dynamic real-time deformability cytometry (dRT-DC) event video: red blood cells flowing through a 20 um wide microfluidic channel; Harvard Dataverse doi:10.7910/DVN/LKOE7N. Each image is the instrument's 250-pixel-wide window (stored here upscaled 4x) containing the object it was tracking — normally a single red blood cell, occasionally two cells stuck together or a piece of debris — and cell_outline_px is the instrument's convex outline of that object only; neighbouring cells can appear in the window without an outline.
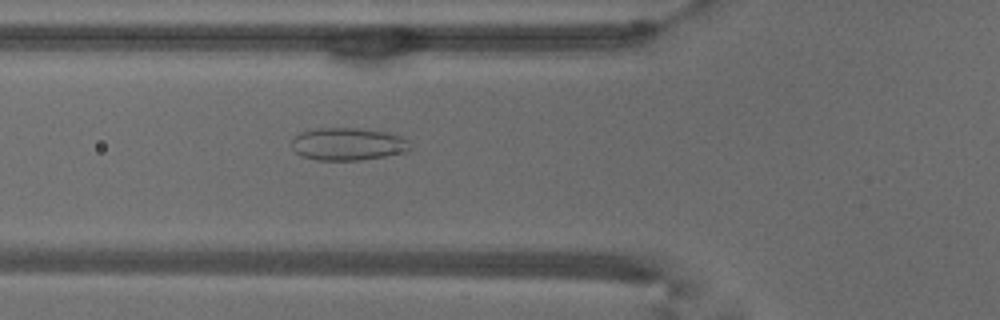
{"species": "common noctule bat (a hibernating species)", "species_latin": "Nyctalus noctula", "temperature_condition": "warm", "stored_images_in_passage": 52, "camera_frame_rate_fps": 3000, "um_per_image_px": 0.085, "animal": {"sex": "male", "body_mass_g": 18.8}, "frame": {"image": 1, "passage_image": 19, "time_ms": 6.0, "image_size_px": [1000, 320], "cell_outline_px": [[412, 148], [408, 152], [360, 160], [316, 160], [300, 156], [292, 148], [292, 140], [300, 132], [316, 128], [360, 128], [388, 132], [400, 136], [408, 140]], "centroid_in_image_um": [29.59, 12.24], "position_along_channel_um": 96.2, "area_um2": 22.72}}
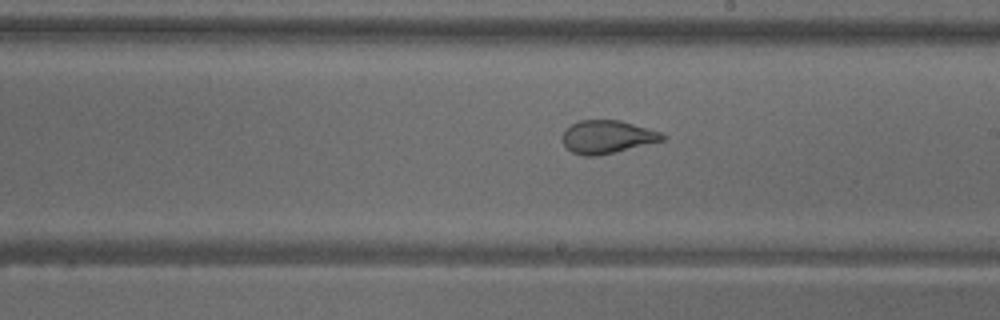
{"frame": {"image": 2, "passage_image": 30, "time_ms": 9.667, "image_size_px": [1000, 320], "cell_outline_px": [[668, 136], [664, 140], [596, 156], [584, 156], [572, 152], [564, 144], [564, 132], [572, 124], [580, 120], [620, 120], [660, 132]], "centroid_in_image_um": [51.63, 11.63], "position_along_channel_um": 237.4, "area_um2": 18.84}}
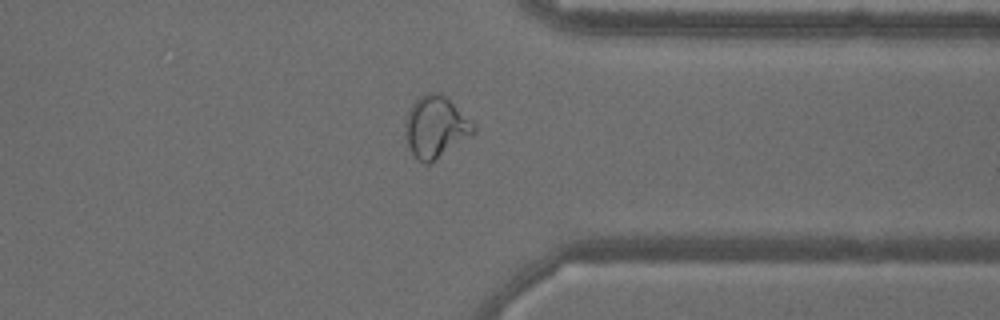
{"frame": {"image": 3, "passage_image": 41, "time_ms": 13.333, "image_size_px": [1000, 320], "cell_outline_px": [[476, 132], [432, 164], [424, 164], [416, 160], [404, 136], [404, 124], [408, 112], [412, 104], [420, 96], [428, 92], [436, 92], [444, 96], [476, 128]], "centroid_in_image_um": [36.97, 10.86], "position_along_channel_um": 374.4, "area_um2": 24.33}, "authors_computed_cell_mechanics": {"area_um2": 24.7673, "velocity_mm_per_s": 3.8269, "shape_relaxation_time_tau1_ms": null, "shape_relaxation_time_tau2_ms": 0.7455, "deformation_change_tau1": null, "deformation_change_tau2": 0.0684}}